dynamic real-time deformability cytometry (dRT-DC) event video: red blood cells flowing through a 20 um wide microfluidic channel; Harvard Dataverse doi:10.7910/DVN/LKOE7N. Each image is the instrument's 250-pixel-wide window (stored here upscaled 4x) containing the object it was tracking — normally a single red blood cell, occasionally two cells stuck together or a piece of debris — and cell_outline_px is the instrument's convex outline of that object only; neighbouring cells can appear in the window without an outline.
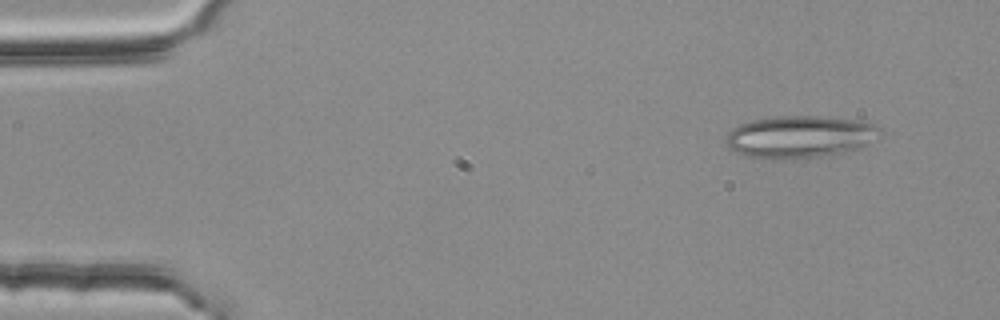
{"species": "common noctule bat (a hibernating species)", "species_latin": "Nyctalus noctula", "temperature_condition": "room temperature", "stored_images_in_passage": 2, "camera_frame_rate_fps": 3000, "um_per_image_px": 0.085, "animal": {"sex": "female", "body_mass_g": 25.1}, "frame": {"image": 1, "passage_image": 1, "time_ms": 0.0, "image_size_px": [1000, 320], "cell_outline_px": [[880, 128], [864, 144], [856, 148], [832, 156], [796, 160], [764, 160], [748, 156], [736, 152], [724, 140], [728, 132], [732, 128], [740, 124], [752, 120], [776, 116], [820, 116], [856, 120], [872, 124]], "centroid_in_image_um": [67.87, 11.66], "position_along_channel_um": 17.1, "area_um2": 37.92}}